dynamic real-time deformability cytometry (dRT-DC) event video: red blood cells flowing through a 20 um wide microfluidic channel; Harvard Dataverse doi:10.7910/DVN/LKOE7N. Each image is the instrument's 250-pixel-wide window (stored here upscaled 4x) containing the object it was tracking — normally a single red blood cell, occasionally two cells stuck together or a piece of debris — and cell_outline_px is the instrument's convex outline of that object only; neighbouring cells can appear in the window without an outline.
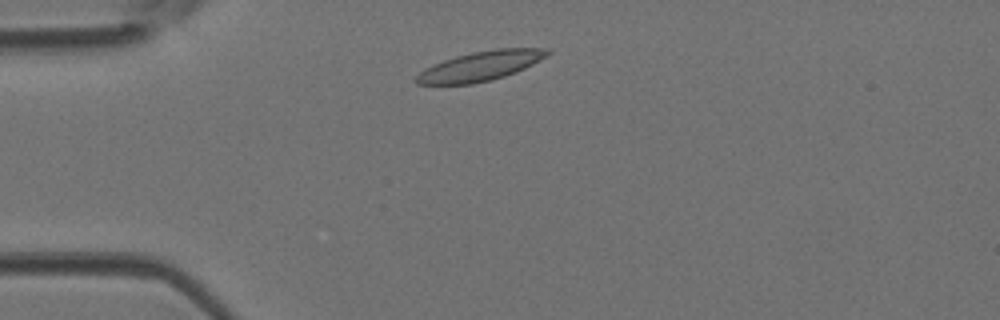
{"species": "Egyptian fruit bat (a non-hibernating species)", "species_latin": "Rousettus aegyptiacus", "temperature_condition": "room temperature", "stored_images_in_passage": 38, "camera_frame_rate_fps": 3000, "um_per_image_px": 0.085, "animal": {"sex": "female"}, "frame": {"image": 1, "passage_image": 4, "time_ms": 1.0, "image_size_px": [1000, 320], "cell_outline_px": [[552, 52], [548, 56], [516, 72], [492, 80], [472, 84], [416, 84], [416, 76], [424, 68], [444, 60], [456, 56], [472, 52], [496, 48], [548, 48]], "centroid_in_image_um": [40.87, 5.6], "position_along_channel_um": 44.1, "area_um2": 22.54}}
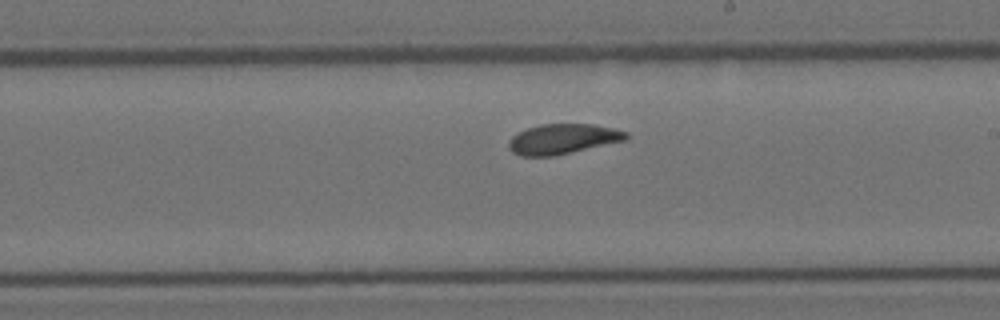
{"frame": {"image": 2, "passage_image": 19, "time_ms": 6.0, "image_size_px": [1000, 320], "cell_outline_px": [[628, 136], [624, 140], [556, 156], [520, 156], [512, 152], [508, 148], [508, 140], [516, 132], [540, 124], [592, 124], [612, 128], [628, 132]], "centroid_in_image_um": [47.77, 11.82], "position_along_channel_um": 241.2, "area_um2": 20.63}}
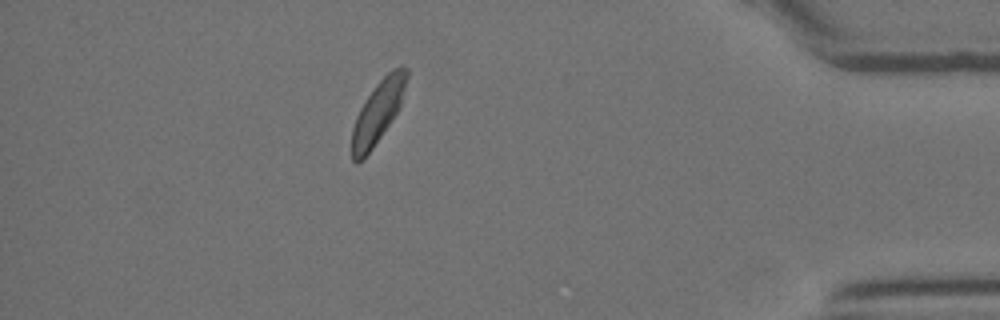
{"frame": {"image": 3, "passage_image": 33, "time_ms": 10.667, "image_size_px": [1000, 320], "cell_outline_px": [[408, 76], [400, 108], [372, 148], [356, 164], [352, 160], [352, 128], [356, 116], [360, 108], [376, 84], [392, 68], [400, 64], [404, 64], [408, 68]], "centroid_in_image_um": [32.15, 9.44], "position_along_channel_um": 403.0, "area_um2": 19.71}}